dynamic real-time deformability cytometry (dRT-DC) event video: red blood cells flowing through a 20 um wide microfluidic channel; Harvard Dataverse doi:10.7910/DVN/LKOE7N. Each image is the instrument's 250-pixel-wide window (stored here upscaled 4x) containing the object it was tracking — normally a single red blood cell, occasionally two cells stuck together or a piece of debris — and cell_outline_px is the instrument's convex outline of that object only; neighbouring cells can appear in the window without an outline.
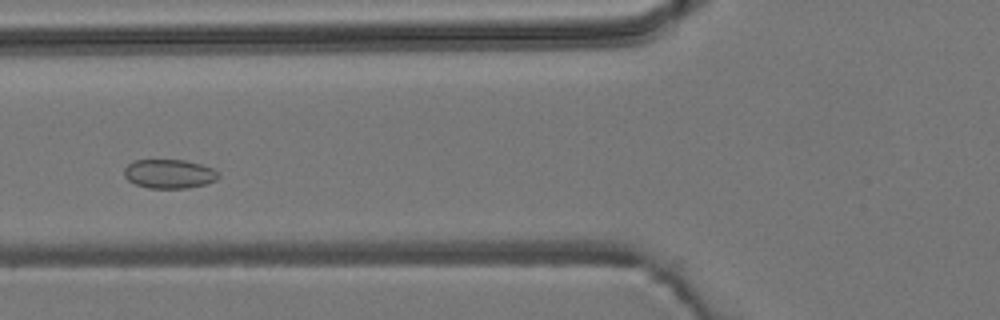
{"species": "common noctule bat (a hibernating species)", "species_latin": "Nyctalus noctula", "temperature_condition": "room temperature", "stored_images_in_passage": 42, "camera_frame_rate_fps": 3000, "um_per_image_px": 0.085, "animal": {"sex": "male", "body_mass_g": 19.2, "forearm_length_mm": 51.8}, "frame": {"image": 1, "passage_image": 14, "time_ms": 4.333, "image_size_px": [1000, 320], "cell_outline_px": [[220, 176], [216, 180], [204, 184], [188, 188], [148, 188], [136, 184], [128, 180], [124, 176], [124, 168], [128, 164], [136, 160], [184, 160], [200, 164], [212, 168], [220, 172]], "centroid_in_image_um": [14.39, 14.78], "position_along_channel_um": 111.4, "area_um2": 15.95}}
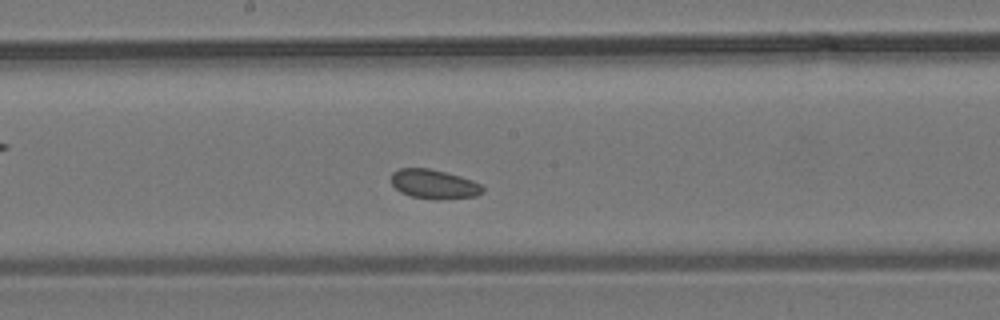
{"frame": {"image": 2, "passage_image": 22, "time_ms": 7.0, "image_size_px": [1000, 320], "cell_outline_px": [[484, 192], [476, 196], [412, 196], [400, 192], [392, 184], [392, 172], [400, 168], [428, 168], [460, 176], [472, 180], [480, 184], [484, 188]], "centroid_in_image_um": [36.86, 15.58], "position_along_channel_um": 211.3, "area_um2": 14.62}}
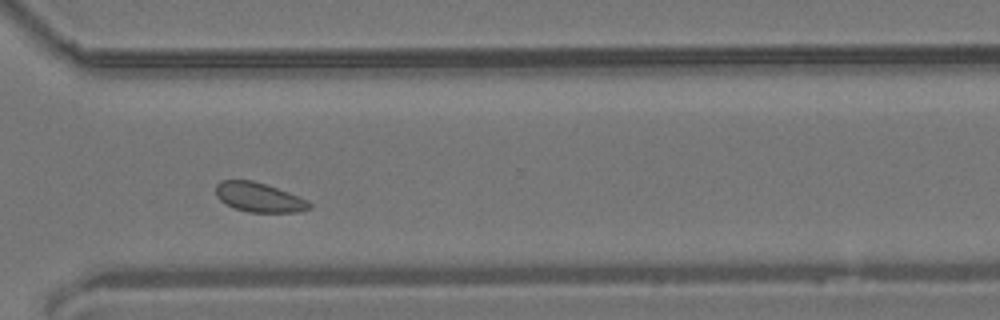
{"frame": {"image": 3, "passage_image": 33, "time_ms": 10.667, "image_size_px": [1000, 320], "cell_outline_px": [[312, 208], [300, 212], [248, 212], [236, 208], [220, 200], [216, 196], [216, 184], [220, 180], [252, 180], [288, 192], [308, 200], [312, 204]], "centroid_in_image_um": [22.03, 16.77], "position_along_channel_um": 348.6, "area_um2": 15.95}, "authors_computed_cell_mechanics": {"area_um2": 16.7042, "velocity_mm_per_s": 3.749, "shape_relaxation_time_tau1_ms": null, "shape_relaxation_time_tau2_ms": 2.8833, "deformation_change_tau1": null, "deformation_change_tau2": 0.0479}}